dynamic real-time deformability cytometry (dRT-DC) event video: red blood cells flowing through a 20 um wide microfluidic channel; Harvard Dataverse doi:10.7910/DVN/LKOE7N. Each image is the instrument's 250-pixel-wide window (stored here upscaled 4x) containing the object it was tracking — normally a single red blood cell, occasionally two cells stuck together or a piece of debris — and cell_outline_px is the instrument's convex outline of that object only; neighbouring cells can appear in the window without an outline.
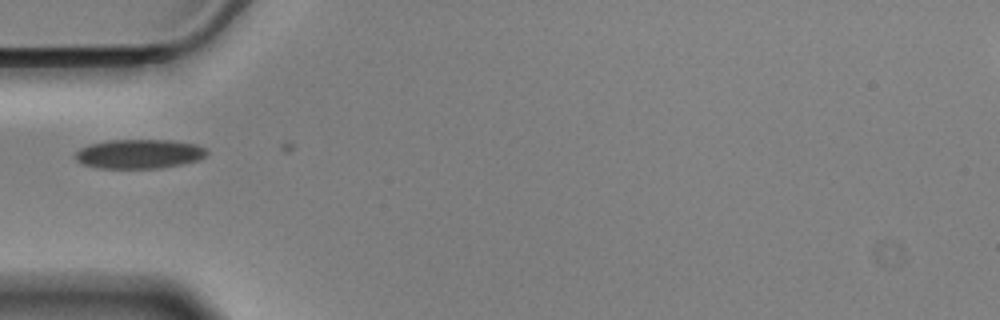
{"species": "Egyptian fruit bat (a non-hibernating species)", "species_latin": "Rousettus aegyptiacus", "temperature_condition": "cold", "stored_images_in_passage": 2, "camera_frame_rate_fps": 3000, "um_per_image_px": 0.085, "animal": {"sex": "male"}, "frame": {"image": 1, "passage_image": 1, "time_ms": 0.0, "image_size_px": [1000, 320], "cell_outline_px": [[208, 152], [200, 160], [184, 164], [164, 168], [96, 168], [84, 164], [76, 160], [76, 152], [80, 148], [92, 144], [108, 140], [172, 140], [196, 144], [204, 148]], "centroid_in_image_um": [11.87, 13.09], "position_along_channel_um": 73.1, "area_um2": 22.48}}